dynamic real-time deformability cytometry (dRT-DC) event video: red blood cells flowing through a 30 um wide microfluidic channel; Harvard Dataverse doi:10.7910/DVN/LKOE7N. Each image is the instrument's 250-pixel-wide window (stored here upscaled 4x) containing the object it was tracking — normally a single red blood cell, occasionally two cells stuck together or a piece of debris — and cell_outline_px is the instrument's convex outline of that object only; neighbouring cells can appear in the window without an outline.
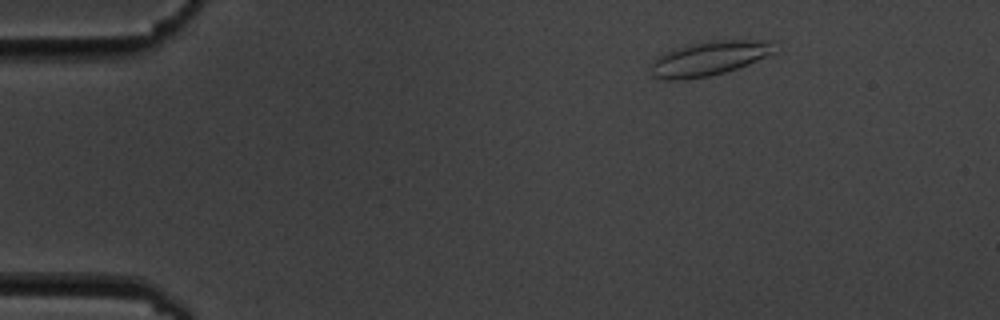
{"species": "common noctule bat (a hibernating species)", "species_latin": "Nyctalus noctula", "temperature_condition": "cold", "stored_images_in_passage": 4, "camera_frame_rate_fps": 3000, "um_per_image_px": 0.085, "animal": {"sex": "male", "body_mass_g": 19.5, "forearm_length_mm": 54.6}, "frame": {"image": 1, "passage_image": 2, "time_ms": 1.333, "image_size_px": [1000, 320], "cell_outline_px": [[776, 52], [736, 68], [724, 72], [708, 76], [688, 80], [668, 80], [652, 76], [652, 60], [664, 52], [684, 44], [700, 40], [776, 40]], "centroid_in_image_um": [60.27, 4.93], "position_along_channel_um": 24.7, "area_um2": 25.2}}